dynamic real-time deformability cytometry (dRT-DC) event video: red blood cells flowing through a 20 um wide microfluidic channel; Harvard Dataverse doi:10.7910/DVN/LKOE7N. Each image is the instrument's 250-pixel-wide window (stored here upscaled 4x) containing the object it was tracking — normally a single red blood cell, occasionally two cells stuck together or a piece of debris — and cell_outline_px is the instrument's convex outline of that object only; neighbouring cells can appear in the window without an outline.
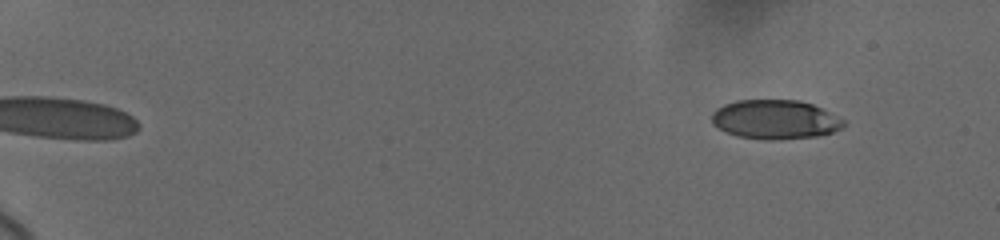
{"species": "human", "species_latin": "Homo sapiens", "temperature_condition": "cold", "stored_images_in_passage": 18, "camera_frame_rate_fps": 3000, "um_per_image_px": 0.085, "donor": {"sex": "female"}, "frame": {"image": 1, "passage_image": 1, "time_ms": 0.0, "image_size_px": [1000, 240], "cell_outline_px": [[844, 124], [840, 128], [832, 132], [816, 136], [772, 140], [768, 140], [736, 136], [712, 124], [712, 112], [716, 108], [724, 104], [736, 100], [800, 100], [812, 104], [844, 120]], "centroid_in_image_um": [65.84, 10.15], "position_along_channel_um": 19.2, "area_um2": 29.88}}
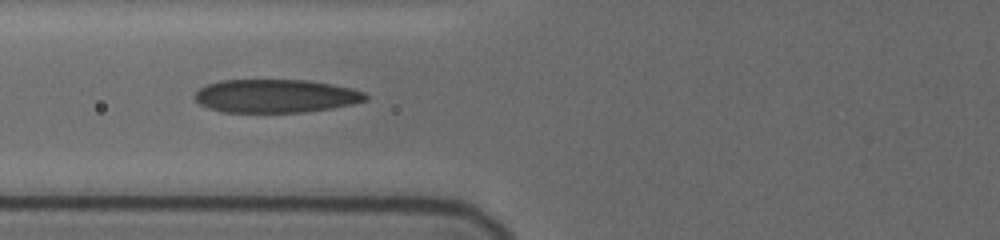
{"frame": {"image": 2, "passage_image": 16, "time_ms": 6.667, "image_size_px": [1000, 240], "cell_outline_px": [[368, 96], [364, 100], [352, 104], [332, 108], [304, 112], [220, 112], [208, 108], [200, 104], [192, 96], [200, 88], [208, 84], [220, 80], [308, 80], [348, 88], [364, 92]], "centroid_in_image_um": [23.37, 8.16], "position_along_channel_um": 102.4, "area_um2": 33.0}}
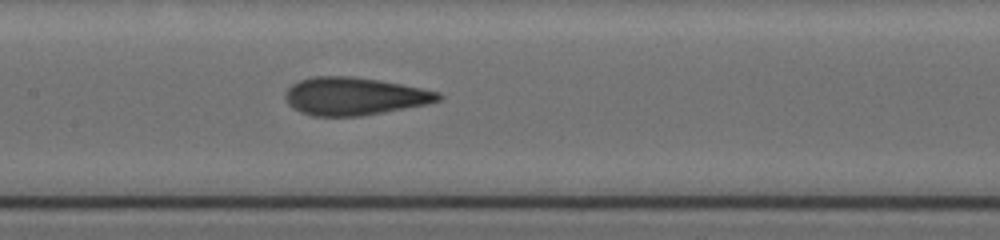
{"frame": {"image": 3, "passage_image": 18, "time_ms": 8.667, "image_size_px": [1000, 240], "cell_outline_px": [[444, 96], [440, 100], [428, 104], [360, 116], [312, 116], [300, 112], [288, 104], [284, 96], [288, 88], [292, 84], [300, 80], [316, 76], [352, 76], [400, 84], [440, 92]], "centroid_in_image_um": [30.11, 8.18], "position_along_channel_um": 177.3, "area_um2": 33.52}}